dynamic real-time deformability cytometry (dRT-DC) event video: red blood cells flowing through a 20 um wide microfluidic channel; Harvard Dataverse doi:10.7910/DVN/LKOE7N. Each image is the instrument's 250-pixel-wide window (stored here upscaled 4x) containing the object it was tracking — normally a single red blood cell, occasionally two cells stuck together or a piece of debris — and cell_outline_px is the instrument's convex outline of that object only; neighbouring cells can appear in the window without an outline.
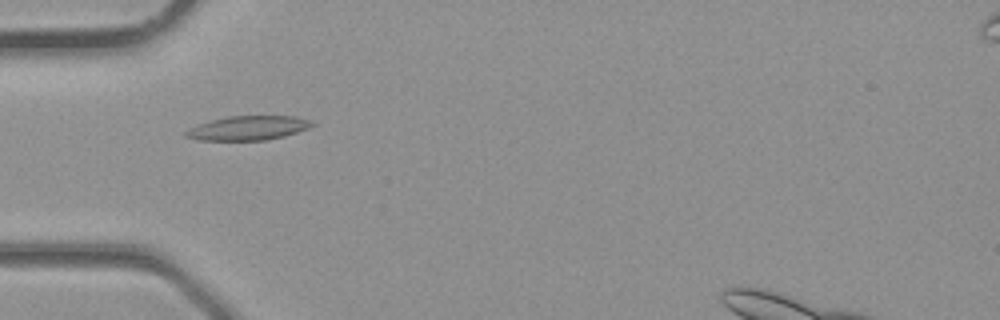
{"species": "common noctule bat (a hibernating species)", "species_latin": "Nyctalus noctula", "temperature_condition": "room temperature", "stored_images_in_passage": 2, "camera_frame_rate_fps": 3000, "um_per_image_px": 0.085, "animal": {"sex": "male", "body_mass_g": 23.1, "forearm_length_mm": 52.7}, "frame": {"image": 1, "passage_image": 1, "time_ms": 0.0, "image_size_px": [1000, 320], "cell_outline_px": [[316, 124], [308, 128], [284, 136], [264, 140], [196, 140], [184, 136], [184, 132], [188, 128], [196, 124], [228, 116], [296, 116], [312, 120]], "centroid_in_image_um": [21.07, 10.88], "position_along_channel_um": 63.9, "area_um2": 17.92}}
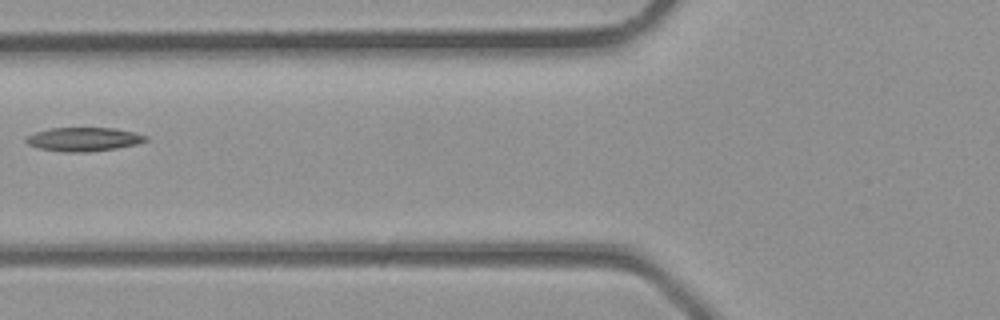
{"frame": {"image": 2, "passage_image": 2, "time_ms": 0.333, "image_size_px": [1000, 320], "cell_outline_px": [[148, 140], [136, 144], [116, 148], [84, 152], [60, 152], [40, 148], [28, 144], [24, 140], [28, 136], [36, 132], [52, 128], [116, 128], [148, 136]], "centroid_in_image_um": [7.11, 11.84], "position_along_channel_um": 118.7, "area_um2": 16.42}}